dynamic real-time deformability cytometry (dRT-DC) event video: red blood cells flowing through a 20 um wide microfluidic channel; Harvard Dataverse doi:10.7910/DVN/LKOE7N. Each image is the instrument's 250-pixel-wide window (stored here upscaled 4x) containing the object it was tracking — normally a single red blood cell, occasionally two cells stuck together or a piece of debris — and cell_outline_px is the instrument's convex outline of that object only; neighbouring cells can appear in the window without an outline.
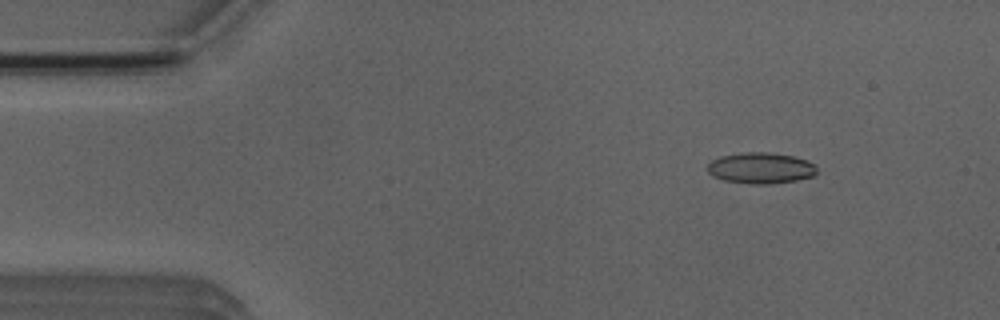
{"species": "Egyptian fruit bat (a non-hibernating species)", "species_latin": "Rousettus aegyptiacus", "temperature_condition": "room temperature", "stored_images_in_passage": 4, "camera_frame_rate_fps": 3000, "um_per_image_px": 0.085, "animal": {"sex": "male"}, "frame": {"image": 1, "passage_image": 2, "time_ms": 1.0, "image_size_px": [1000, 320], "cell_outline_px": [[816, 172], [812, 176], [796, 180], [768, 184], [752, 184], [724, 180], [712, 176], [708, 172], [708, 164], [712, 160], [720, 156], [744, 152], [768, 152], [792, 156], [804, 160], [812, 164], [816, 168]], "centroid_in_image_um": [64.61, 14.28], "position_along_channel_um": 20.4, "area_um2": 19.54}}